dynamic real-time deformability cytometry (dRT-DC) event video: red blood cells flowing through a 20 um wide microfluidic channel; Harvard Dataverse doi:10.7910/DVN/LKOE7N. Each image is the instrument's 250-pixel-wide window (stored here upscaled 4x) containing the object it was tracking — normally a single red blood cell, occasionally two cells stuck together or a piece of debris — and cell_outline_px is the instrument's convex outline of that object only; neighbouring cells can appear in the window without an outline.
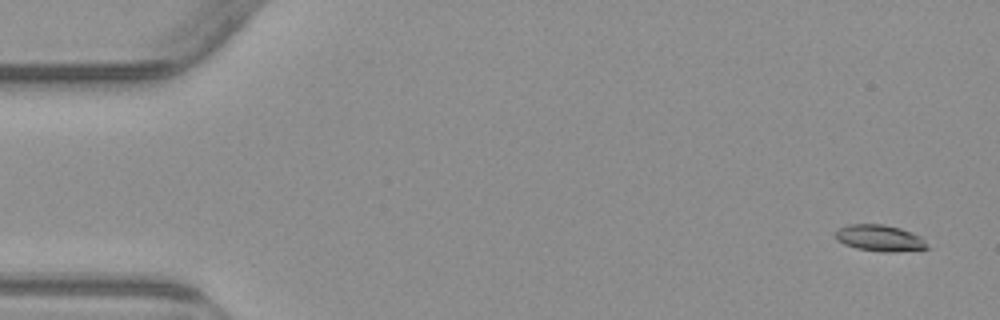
{"species": "common noctule bat (a hibernating species)", "species_latin": "Nyctalus noctula", "temperature_condition": "warm", "stored_images_in_passage": 5, "camera_frame_rate_fps": 3000, "um_per_image_px": 0.085, "animal": {"sex": "male", "body_mass_g": 23.1, "forearm_length_mm": 52.7}, "frame": {"image": 1, "passage_image": 1, "time_ms": 0.0, "image_size_px": [1000, 320], "cell_outline_px": [[928, 248], [892, 252], [880, 252], [856, 248], [844, 244], [836, 240], [836, 232], [840, 228], [848, 224], [884, 224], [900, 228], [912, 232], [920, 236], [924, 240]], "centroid_in_image_um": [74.76, 20.23], "position_along_channel_um": 10.2, "area_um2": 14.05}}
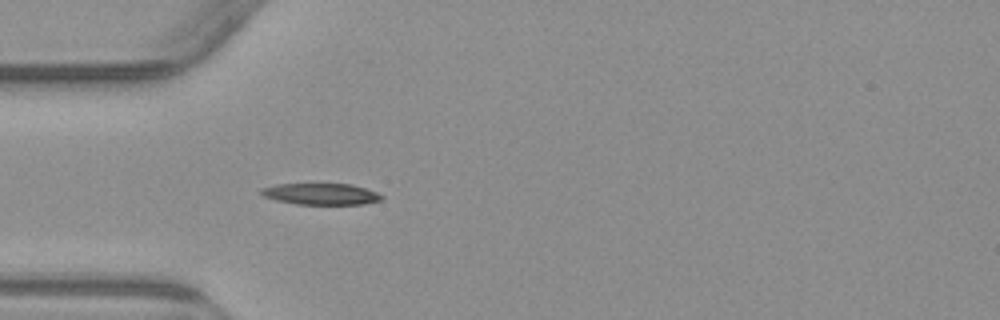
{"frame": {"image": 2, "passage_image": 5, "time_ms": 4.667, "image_size_px": [1000, 320], "cell_outline_px": [[384, 200], [364, 204], [296, 204], [276, 200], [264, 196], [260, 192], [260, 188], [276, 184], [352, 184], [376, 192], [384, 196]], "centroid_in_image_um": [27.3, 16.49], "position_along_channel_um": 57.7, "area_um2": 15.03}}